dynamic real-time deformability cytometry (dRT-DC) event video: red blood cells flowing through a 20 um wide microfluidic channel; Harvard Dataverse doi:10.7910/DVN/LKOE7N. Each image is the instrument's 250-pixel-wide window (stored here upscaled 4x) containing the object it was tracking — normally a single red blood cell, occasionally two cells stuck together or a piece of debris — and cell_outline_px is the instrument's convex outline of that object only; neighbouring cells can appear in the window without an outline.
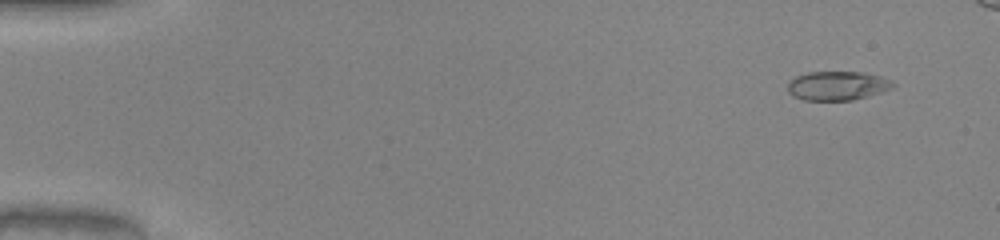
{"species": "common noctule bat (a hibernating species)", "species_latin": "Nyctalus noctula", "temperature_condition": "warm", "stored_images_in_passage": 15, "camera_frame_rate_fps": 3000, "um_per_image_px": 0.085, "animal": {"sex": "male", "body_mass_g": 20.0, "forearm_length_mm": 53.3}, "frame": {"image": 1, "passage_image": 4, "time_ms": 1.0, "image_size_px": [1000, 240], "cell_outline_px": [[896, 84], [892, 88], [880, 92], [852, 100], [804, 100], [792, 96], [788, 92], [788, 84], [796, 76], [808, 72], [864, 72], [880, 76], [892, 80]], "centroid_in_image_um": [71.18, 7.28], "position_along_channel_um": 13.8, "area_um2": 17.74}}
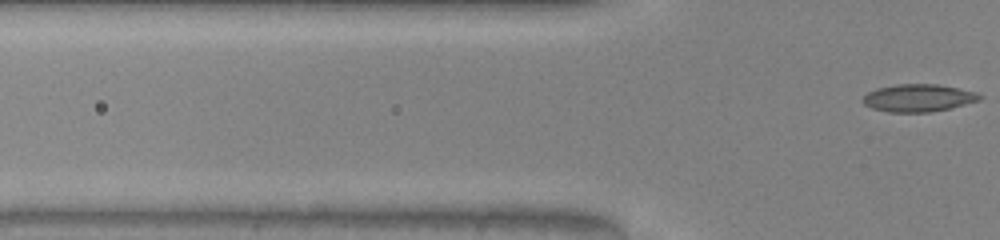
{"frame": {"image": 2, "passage_image": 15, "time_ms": 4.667, "image_size_px": [1000, 240], "cell_outline_px": [[984, 96], [980, 100], [932, 112], [888, 112], [872, 108], [864, 104], [860, 100], [868, 92], [876, 88], [896, 84], [936, 84], [976, 92]], "centroid_in_image_um": [78.02, 8.32], "position_along_channel_um": 47.8, "area_um2": 18.67}}